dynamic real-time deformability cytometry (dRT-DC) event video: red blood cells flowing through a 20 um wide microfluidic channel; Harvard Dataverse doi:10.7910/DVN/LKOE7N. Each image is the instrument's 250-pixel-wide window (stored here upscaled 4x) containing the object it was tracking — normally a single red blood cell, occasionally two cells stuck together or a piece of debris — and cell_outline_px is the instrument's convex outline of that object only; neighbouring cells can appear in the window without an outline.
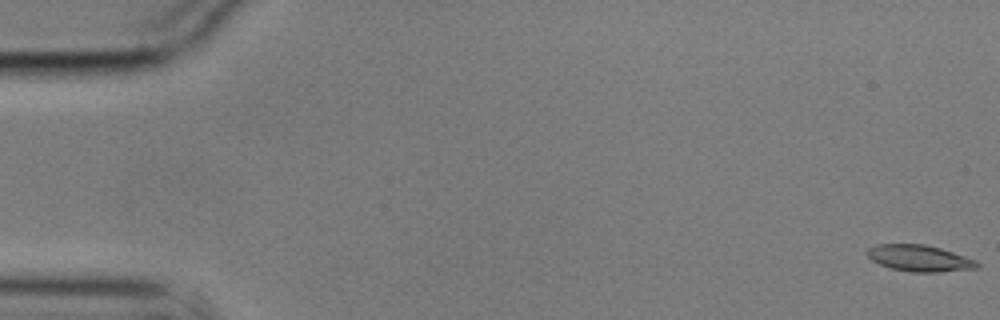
{"species": "common noctule bat (a hibernating species)", "species_latin": "Nyctalus noctula", "temperature_condition": "cold", "stored_images_in_passage": 8, "camera_frame_rate_fps": 3000, "um_per_image_px": 0.085, "animal": {"sex": "male", "body_mass_g": 17.9}, "frame": {"image": 1, "passage_image": 1, "time_ms": 0.0, "image_size_px": [1000, 320], "cell_outline_px": [[980, 264], [976, 268], [940, 272], [912, 272], [888, 268], [872, 260], [864, 252], [868, 248], [876, 244], [924, 244], [940, 248], [976, 260]], "centroid_in_image_um": [78.11, 21.95], "position_along_channel_um": 6.9, "area_um2": 16.94}}
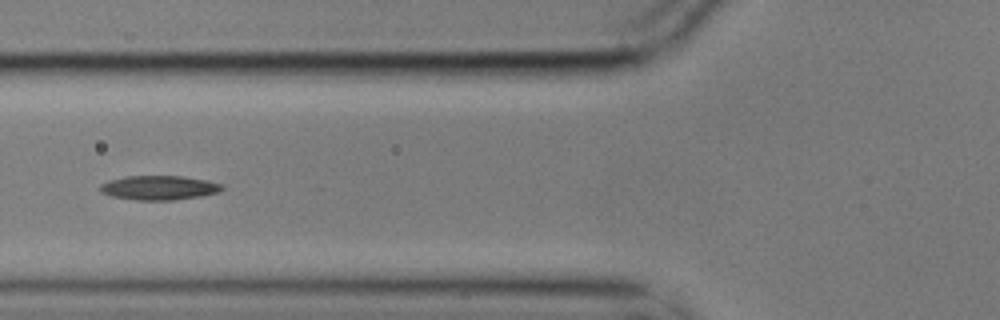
{"frame": {"image": 2, "passage_image": 7, "time_ms": 2.0, "image_size_px": [1000, 320], "cell_outline_px": [[224, 188], [220, 192], [200, 196], [172, 200], [136, 200], [112, 196], [100, 192], [100, 184], [108, 180], [124, 176], [184, 176], [208, 180], [224, 184]], "centroid_in_image_um": [13.54, 15.95], "position_along_channel_um": 112.3, "area_um2": 17.46}}
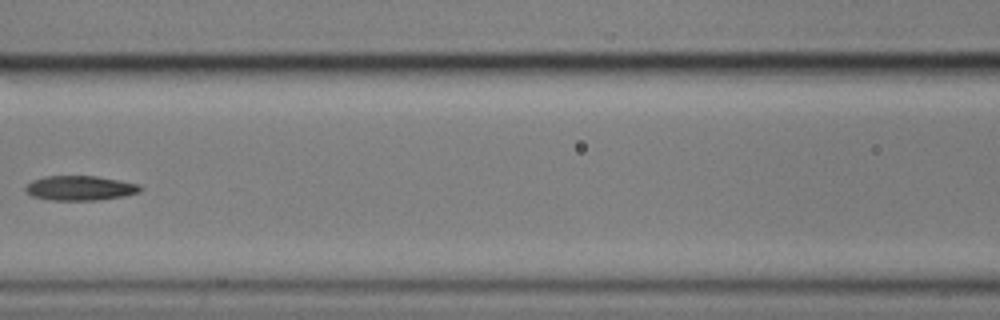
{"frame": {"image": 3, "passage_image": 8, "time_ms": 2.333, "image_size_px": [1000, 320], "cell_outline_px": [[144, 188], [140, 192], [124, 196], [96, 200], [48, 200], [32, 196], [24, 188], [32, 180], [44, 176], [96, 176], [120, 180], [140, 184]], "centroid_in_image_um": [6.84, 15.98], "position_along_channel_um": 159.8, "area_um2": 16.59}}